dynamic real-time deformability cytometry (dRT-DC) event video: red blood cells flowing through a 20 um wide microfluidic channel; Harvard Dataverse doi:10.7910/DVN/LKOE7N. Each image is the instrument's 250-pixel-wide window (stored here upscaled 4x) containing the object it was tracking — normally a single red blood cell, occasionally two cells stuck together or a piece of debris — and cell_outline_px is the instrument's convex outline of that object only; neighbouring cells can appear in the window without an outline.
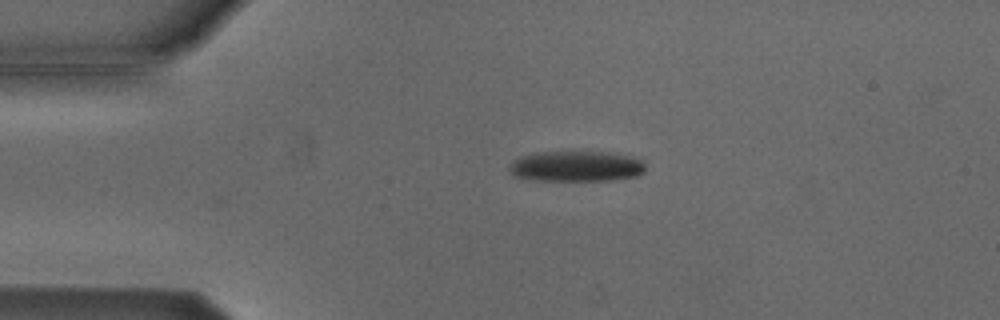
{"species": "Egyptian fruit bat (a non-hibernating species)", "species_latin": "Rousettus aegyptiacus", "temperature_condition": "cold", "stored_images_in_passage": 3, "camera_frame_rate_fps": 3000, "um_per_image_px": 0.085, "animal": {"sex": "male"}, "frame": {"image": 1, "passage_image": 3, "time_ms": 2.333, "image_size_px": [1000, 320], "cell_outline_px": [[644, 172], [636, 176], [612, 180], [532, 180], [512, 176], [508, 168], [508, 164], [512, 160], [520, 156], [532, 152], [612, 152], [628, 156], [640, 160], [644, 164]], "centroid_in_image_um": [48.89, 14.13], "position_along_channel_um": 36.1, "area_um2": 24.45}}